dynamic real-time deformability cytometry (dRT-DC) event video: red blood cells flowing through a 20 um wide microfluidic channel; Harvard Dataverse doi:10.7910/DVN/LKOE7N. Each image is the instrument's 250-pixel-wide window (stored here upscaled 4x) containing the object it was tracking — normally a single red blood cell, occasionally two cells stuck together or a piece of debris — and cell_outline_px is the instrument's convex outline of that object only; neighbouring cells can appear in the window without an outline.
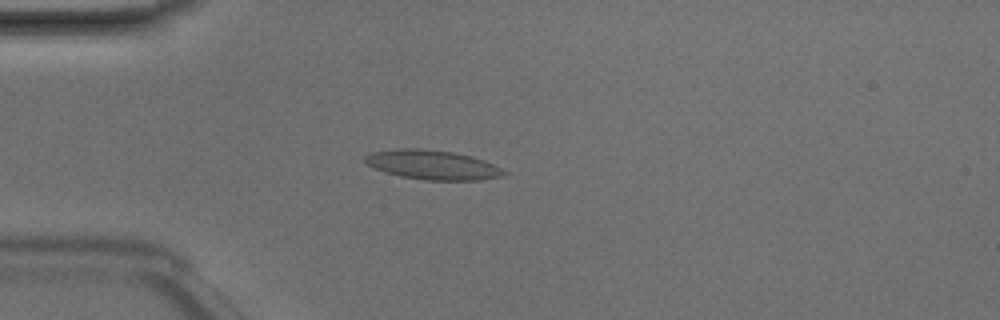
{"species": "Egyptian fruit bat (a non-hibernating species)", "species_latin": "Rousettus aegyptiacus", "temperature_condition": "room temperature", "stored_images_in_passage": 41, "camera_frame_rate_fps": 3000, "um_per_image_px": 0.085, "animal": {"sex": "male"}, "frame": {"image": 1, "passage_image": 12, "time_ms": 3.667, "image_size_px": [1000, 320], "cell_outline_px": [[508, 172], [500, 176], [480, 180], [424, 180], [400, 176], [384, 172], [368, 164], [364, 160], [364, 156], [372, 152], [400, 148], [420, 148], [452, 152], [484, 160]], "centroid_in_image_um": [36.73, 14.01], "position_along_channel_um": 48.3, "area_um2": 23.52}}
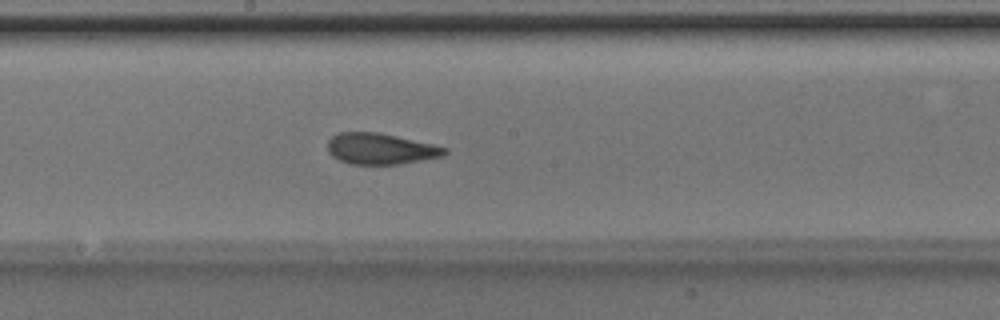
{"frame": {"image": 2, "passage_image": 25, "time_ms": 8.0, "image_size_px": [1000, 320], "cell_outline_px": [[448, 152], [444, 156], [400, 164], [348, 164], [332, 156], [328, 152], [328, 140], [332, 136], [340, 132], [380, 132], [432, 144], [448, 148]], "centroid_in_image_um": [32.35, 12.64], "position_along_channel_um": 215.9, "area_um2": 21.27}}
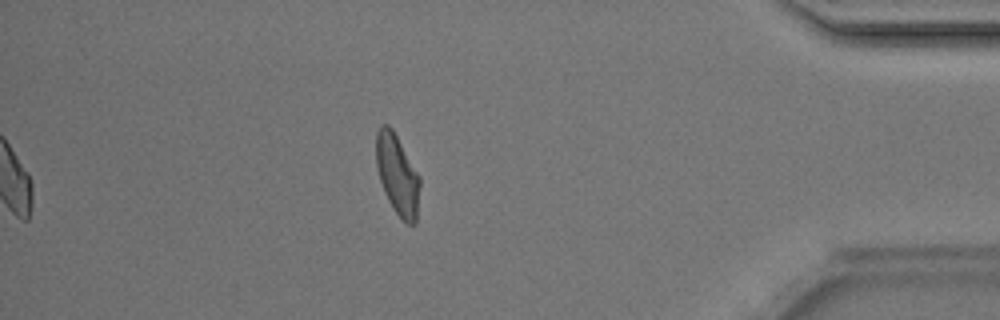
{"frame": {"image": 3, "passage_image": 41, "time_ms": 13.333, "image_size_px": [1000, 320], "cell_outline_px": [[420, 184], [416, 224], [408, 224], [392, 208], [384, 192], [376, 168], [376, 132], [380, 124], [388, 124], [392, 128], [420, 176]], "centroid_in_image_um": [33.77, 14.82], "position_along_channel_um": 401.4, "area_um2": 20.52}, "authors_computed_cell_mechanics": {"area_um2": 21.675, "velocity_mm_per_s": 4.2056, "shape_relaxation_time_tau1_ms": 5.6452, "shape_relaxation_time_tau2_ms": 1.4493, "deformation_change_tau1": 0.1701, "deformation_change_tau2": 0.0751}}